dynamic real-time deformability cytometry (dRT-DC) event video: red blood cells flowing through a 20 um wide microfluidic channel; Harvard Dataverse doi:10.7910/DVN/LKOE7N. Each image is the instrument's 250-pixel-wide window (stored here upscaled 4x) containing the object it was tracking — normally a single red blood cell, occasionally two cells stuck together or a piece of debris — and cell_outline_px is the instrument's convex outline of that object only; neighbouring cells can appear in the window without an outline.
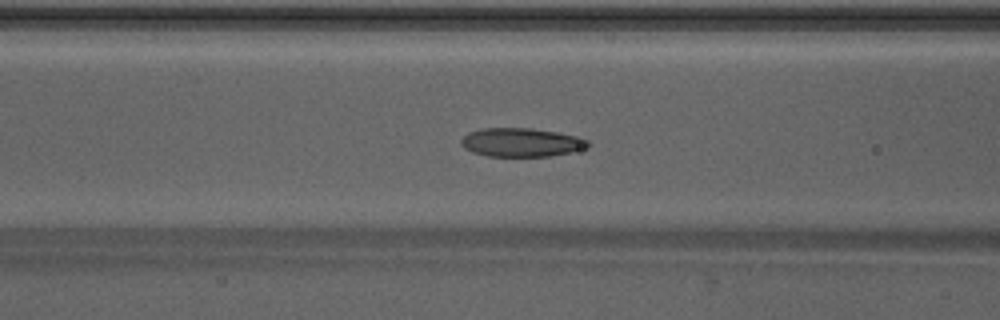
{"species": "Egyptian fruit bat (a non-hibernating species)", "species_latin": "Rousettus aegyptiacus", "temperature_condition": "warm", "stored_images_in_passage": 45, "camera_frame_rate_fps": 3000, "um_per_image_px": 0.085, "animal": {"sex": "male"}, "frame": {"image": 1, "passage_image": 19, "time_ms": 6.0, "image_size_px": [1000, 320], "cell_outline_px": [[592, 144], [588, 148], [572, 152], [548, 156], [488, 156], [472, 152], [464, 148], [460, 144], [460, 140], [468, 132], [484, 128], [528, 128], [556, 132], [576, 136], [588, 140]], "centroid_in_image_um": [44.32, 12.1], "position_along_channel_um": 122.3, "area_um2": 21.27}}
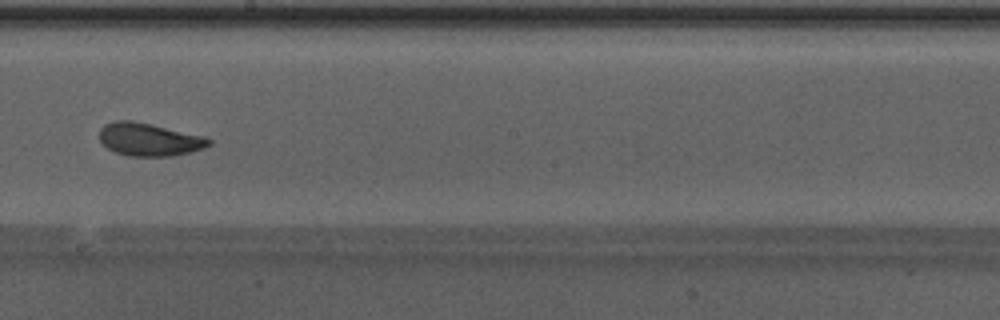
{"frame": {"image": 2, "passage_image": 27, "time_ms": 8.667, "image_size_px": [1000, 320], "cell_outline_px": [[212, 144], [204, 148], [172, 156], [128, 156], [116, 152], [108, 148], [100, 140], [100, 128], [104, 124], [116, 120], [128, 120], [152, 124], [204, 136], [212, 140]], "centroid_in_image_um": [12.69, 11.85], "position_along_channel_um": 235.5, "area_um2": 20.92}}
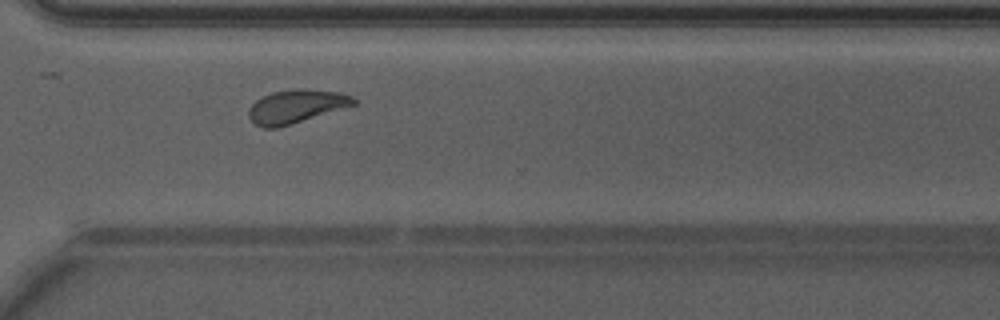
{"frame": {"image": 3, "passage_image": 35, "time_ms": 11.333, "image_size_px": [1000, 320], "cell_outline_px": [[356, 104], [276, 128], [264, 128], [256, 124], [248, 116], [248, 108], [256, 100], [272, 92], [300, 88], [304, 88], [336, 92], [352, 96], [356, 100]], "centroid_in_image_um": [25.14, 9.03], "position_along_channel_um": 345.5, "area_um2": 20.0}, "authors_computed_cell_mechanics": {"area_um2": 20.9236, "velocity_mm_per_s": 4.2589, "shape_relaxation_time_tau1_ms": 3.0365, "shape_relaxation_time_tau2_ms": 1.9647, "deformation_change_tau1": 0.1336, "deformation_change_tau2": 0.067}}